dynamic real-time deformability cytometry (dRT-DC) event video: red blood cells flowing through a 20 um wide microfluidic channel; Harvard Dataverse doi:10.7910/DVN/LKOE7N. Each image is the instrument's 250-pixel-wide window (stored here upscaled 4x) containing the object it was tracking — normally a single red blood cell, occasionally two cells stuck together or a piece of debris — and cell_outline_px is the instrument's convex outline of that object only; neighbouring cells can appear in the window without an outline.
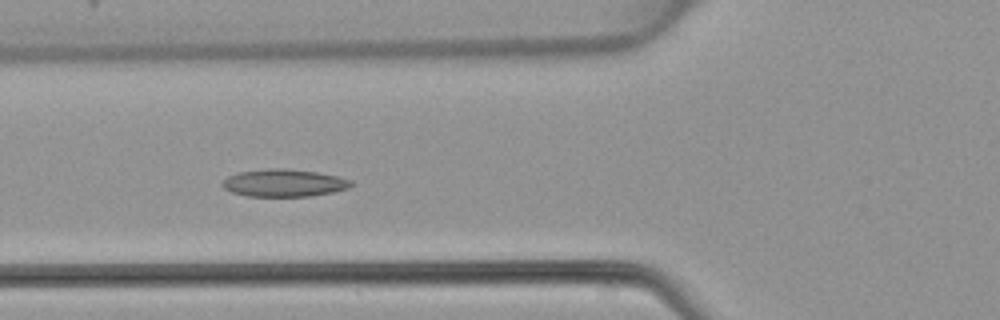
{"species": "common noctule bat (a hibernating species)", "species_latin": "Nyctalus noctula", "temperature_condition": "warm", "stored_images_in_passage": 48, "camera_frame_rate_fps": 3000, "um_per_image_px": 0.085, "animal": {"sex": "female", "body_mass_g": 22.7, "forearm_length_mm": 54.2}, "frame": {"image": 1, "passage_image": 18, "time_ms": 5.667, "image_size_px": [1000, 320], "cell_outline_px": [[356, 184], [348, 188], [332, 192], [308, 196], [248, 196], [232, 192], [224, 188], [220, 184], [228, 176], [236, 172], [268, 168], [288, 168], [316, 172], [336, 176], [352, 180]], "centroid_in_image_um": [24.13, 15.54], "position_along_channel_um": 101.7, "area_um2": 20.69}}
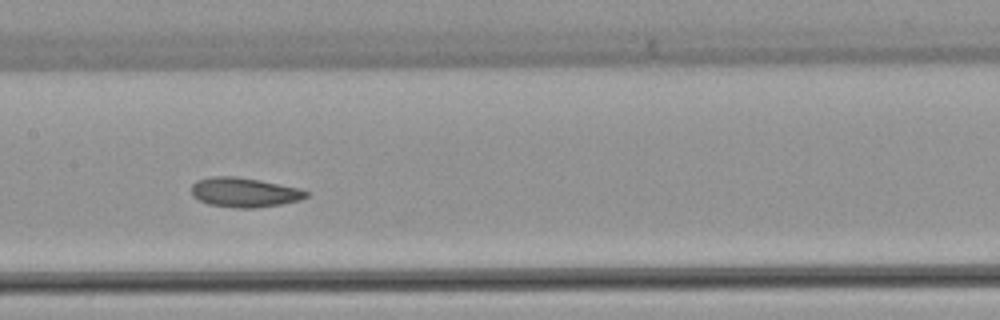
{"frame": {"image": 2, "passage_image": 24, "time_ms": 7.667, "image_size_px": [1000, 320], "cell_outline_px": [[308, 196], [300, 200], [280, 204], [256, 208], [232, 208], [208, 204], [192, 196], [192, 184], [196, 180], [212, 176], [236, 176], [260, 180], [300, 188], [308, 192]], "centroid_in_image_um": [20.75, 16.35], "position_along_channel_um": 186.6, "area_um2": 19.88}}
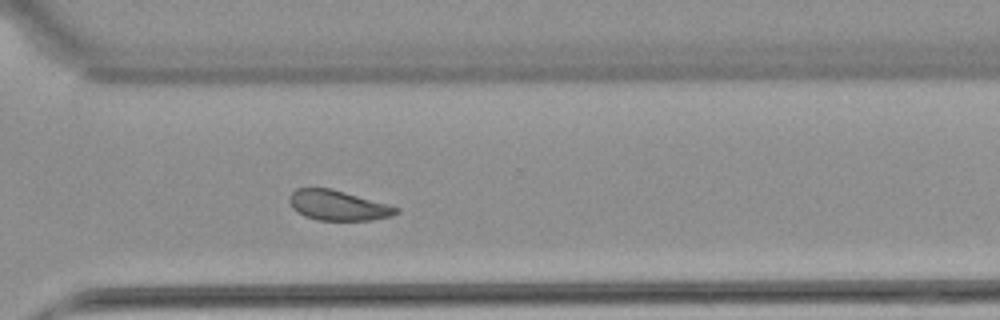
{"frame": {"image": 3, "passage_image": 35, "time_ms": 11.333, "image_size_px": [1000, 320], "cell_outline_px": [[400, 212], [392, 216], [372, 220], [316, 220], [304, 216], [296, 212], [292, 208], [288, 200], [292, 192], [296, 188], [332, 188], [388, 204], [400, 208]], "centroid_in_image_um": [28.73, 17.46], "position_along_channel_um": 341.9, "area_um2": 18.9}}